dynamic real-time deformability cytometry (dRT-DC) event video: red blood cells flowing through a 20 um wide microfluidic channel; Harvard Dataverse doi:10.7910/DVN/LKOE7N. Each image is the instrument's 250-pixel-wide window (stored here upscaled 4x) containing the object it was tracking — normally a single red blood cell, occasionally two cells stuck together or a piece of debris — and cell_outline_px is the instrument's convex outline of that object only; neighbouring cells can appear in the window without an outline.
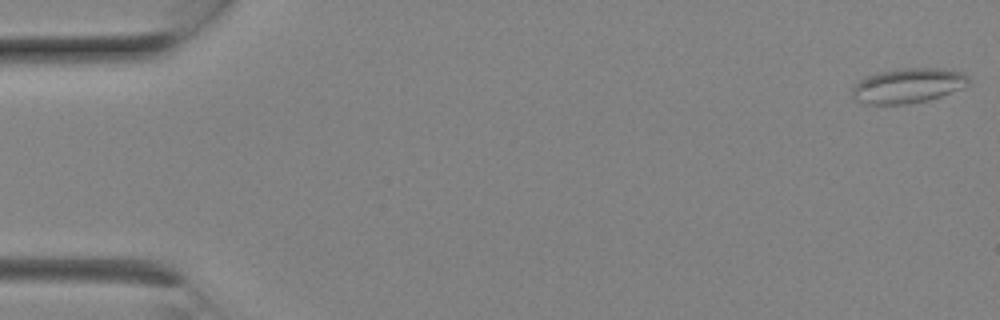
{"species": "Egyptian fruit bat (a non-hibernating species)", "species_latin": "Rousettus aegyptiacus", "temperature_condition": "room temperature", "stored_images_in_passage": 7, "camera_frame_rate_fps": 3000, "um_per_image_px": 0.085, "animal": {"sex": "female"}, "frame": {"image": 1, "passage_image": 1, "time_ms": 0.0, "image_size_px": [1000, 320], "cell_outline_px": [[972, 84], [940, 96], [928, 100], [908, 104], [868, 104], [852, 100], [852, 88], [864, 76], [880, 72], [904, 68], [940, 68], [964, 72], [968, 76]], "centroid_in_image_um": [77.19, 7.28], "position_along_channel_um": 7.8, "area_um2": 23.81}}